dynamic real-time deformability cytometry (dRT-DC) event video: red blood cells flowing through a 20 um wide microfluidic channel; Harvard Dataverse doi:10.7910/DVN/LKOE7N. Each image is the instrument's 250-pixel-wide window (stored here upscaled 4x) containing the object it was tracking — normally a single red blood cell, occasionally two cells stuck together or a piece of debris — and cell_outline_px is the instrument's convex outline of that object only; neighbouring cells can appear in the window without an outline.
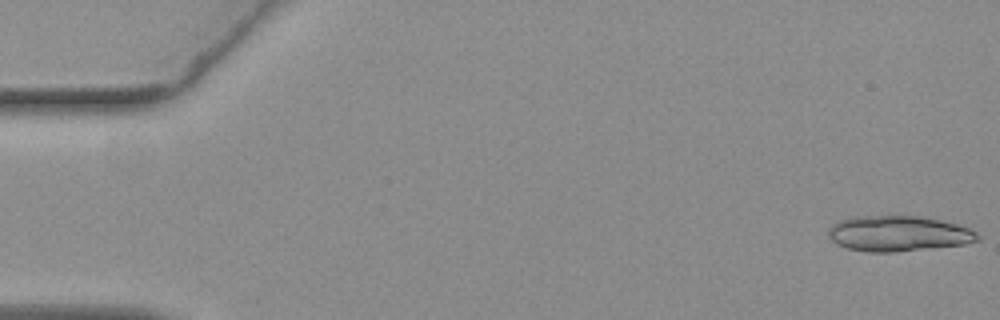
{"species": "common noctule bat (a hibernating species)", "species_latin": "Nyctalus noctula", "temperature_condition": "warm", "stored_images_in_passage": 41, "camera_frame_rate_fps": 3000, "um_per_image_px": 0.085, "animal": {"sex": "female", "body_mass_g": 19.3, "forearm_length_mm": 54.1}, "frame": {"image": 1, "passage_image": 1, "time_ms": 0.0, "image_size_px": [1000, 320], "cell_outline_px": [[980, 240], [964, 244], [892, 252], [868, 252], [848, 248], [836, 244], [828, 236], [828, 228], [836, 220], [856, 216], [920, 216], [940, 220], [956, 224], [968, 228], [976, 232], [980, 236]], "centroid_in_image_um": [76.32, 19.84], "position_along_channel_um": 8.7, "area_um2": 30.87}}
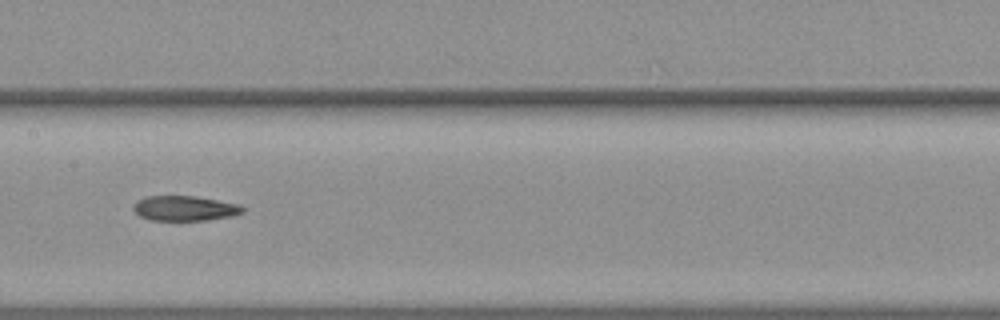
{"frame": {"image": 2, "passage_image": 28, "time_ms": 9.0, "image_size_px": [1000, 320], "cell_outline_px": [[244, 212], [228, 216], [204, 220], [152, 220], [140, 216], [132, 208], [136, 200], [144, 196], [196, 196], [240, 204], [244, 208]], "centroid_in_image_um": [15.67, 17.69], "position_along_channel_um": 191.7, "area_um2": 15.84}}
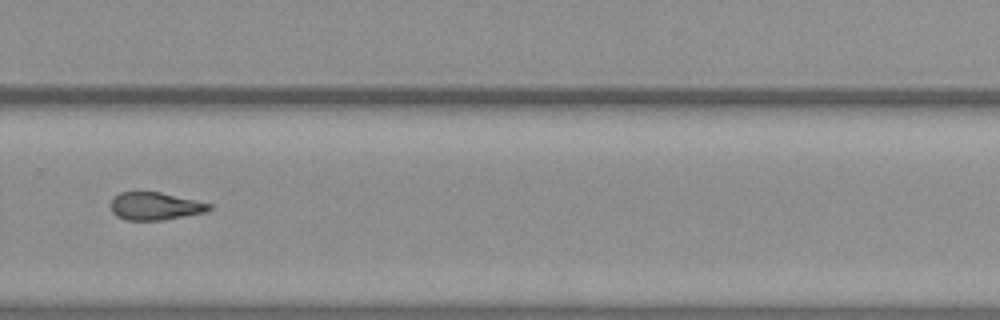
{"frame": {"image": 3, "passage_image": 38, "time_ms": 12.333, "image_size_px": [1000, 320], "cell_outline_px": [[212, 208], [208, 212], [164, 220], [124, 220], [116, 216], [112, 212], [112, 200], [120, 192], [160, 192], [196, 200], [212, 204]], "centroid_in_image_um": [13.23, 17.53], "position_along_channel_um": 316.6, "area_um2": 15.95}}